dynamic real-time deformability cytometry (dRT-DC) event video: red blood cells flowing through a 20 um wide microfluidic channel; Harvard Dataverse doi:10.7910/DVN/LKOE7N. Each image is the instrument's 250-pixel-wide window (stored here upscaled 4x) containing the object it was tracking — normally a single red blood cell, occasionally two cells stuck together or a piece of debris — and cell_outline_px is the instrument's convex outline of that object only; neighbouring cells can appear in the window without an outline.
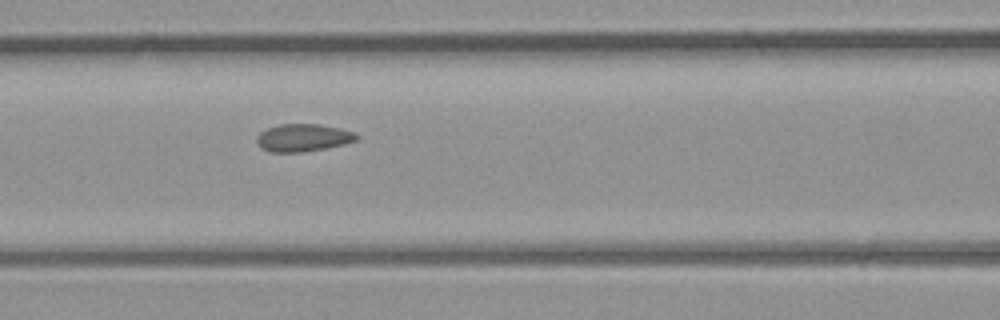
{"species": "common noctule bat (a hibernating species)", "species_latin": "Nyctalus noctula", "temperature_condition": "room temperature", "stored_images_in_passage": 7, "segment_of_instrument_passage": [1, 2], "camera_frame_rate_fps": 3000, "um_per_image_px": 0.085, "animal": {"sex": "male", "body_mass_g": 23.1, "forearm_length_mm": 52.7}, "frame": {"image": 1, "passage_image": 6, "time_ms": 7.0, "image_size_px": [1000, 320], "cell_outline_px": [[360, 136], [356, 140], [344, 144], [304, 152], [268, 152], [260, 148], [256, 140], [256, 136], [260, 132], [268, 128], [280, 124], [320, 124], [340, 128], [352, 132]], "centroid_in_image_um": [25.73, 11.71], "position_along_channel_um": 140.9, "area_um2": 16.07}}